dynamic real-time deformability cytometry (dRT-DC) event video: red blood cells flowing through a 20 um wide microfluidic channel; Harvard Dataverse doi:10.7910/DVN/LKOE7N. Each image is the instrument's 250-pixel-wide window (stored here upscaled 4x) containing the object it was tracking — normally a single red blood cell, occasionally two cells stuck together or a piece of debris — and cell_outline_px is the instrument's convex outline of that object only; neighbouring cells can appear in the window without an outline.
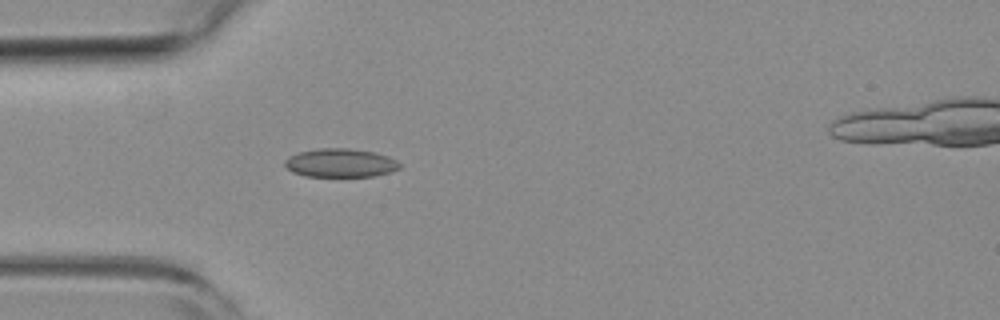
{"species": "common noctule bat (a hibernating species)", "species_latin": "Nyctalus noctula", "temperature_condition": "room temperature", "stored_images_in_passage": 49, "camera_frame_rate_fps": 3000, "um_per_image_px": 0.085, "animal": {"sex": "female", "body_mass_g": 19.3, "forearm_length_mm": 54.1}, "frame": {"image": 1, "passage_image": 11, "time_ms": 3.333, "image_size_px": [1000, 320], "cell_outline_px": [[400, 168], [388, 172], [372, 176], [304, 176], [292, 172], [284, 164], [284, 160], [288, 156], [296, 152], [316, 148], [348, 148], [376, 152], [388, 156], [396, 160], [400, 164]], "centroid_in_image_um": [28.89, 13.83], "position_along_channel_um": 56.1, "area_um2": 19.25}}
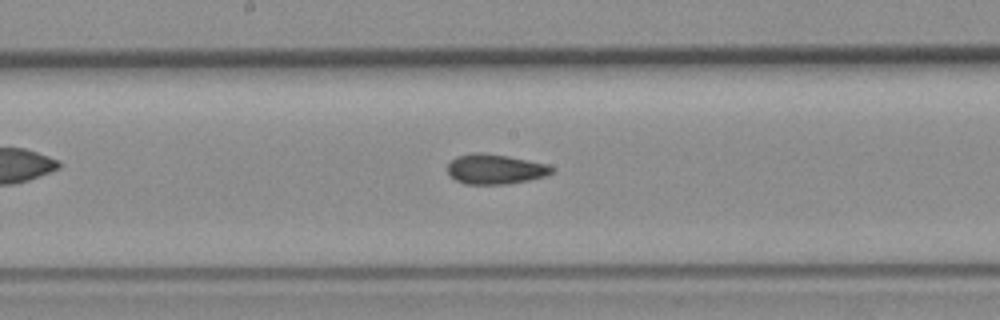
{"frame": {"image": 2, "passage_image": 23, "time_ms": 7.333, "image_size_px": [1000, 320], "cell_outline_px": [[552, 172], [548, 176], [508, 184], [464, 184], [456, 180], [448, 172], [448, 164], [456, 156], [472, 152], [480, 152], [508, 156], [548, 164], [552, 168]], "centroid_in_image_um": [42.09, 14.37], "position_along_channel_um": 206.1, "area_um2": 18.21}}
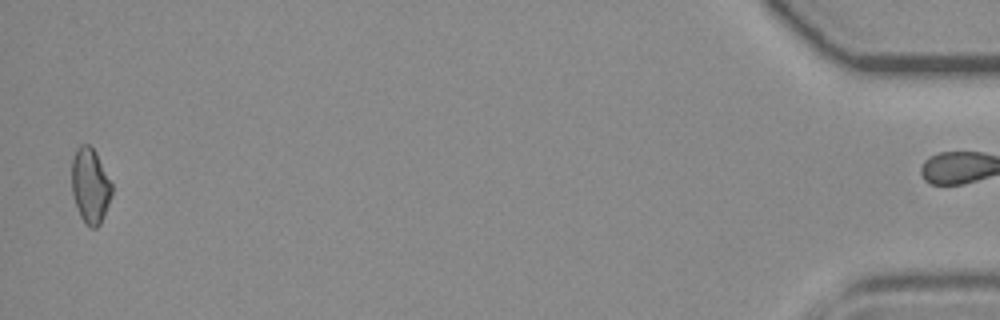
{"frame": {"image": 3, "passage_image": 48, "time_ms": 15.667, "image_size_px": [1000, 320], "cell_outline_px": [[112, 192], [104, 216], [100, 224], [96, 228], [92, 228], [80, 216], [72, 192], [72, 160], [76, 148], [80, 144], [88, 144], [96, 152], [112, 184]], "centroid_in_image_um": [7.67, 15.76], "position_along_channel_um": 427.5, "area_um2": 17.34}, "authors_computed_cell_mechanics": {"area_um2": 18.1492, "velocity_mm_per_s": 3.8591, "shape_relaxation_time_tau1_ms": null, "shape_relaxation_time_tau2_ms": 3.3151, "deformation_change_tau1": null, "deformation_change_tau2": 0.0797}}